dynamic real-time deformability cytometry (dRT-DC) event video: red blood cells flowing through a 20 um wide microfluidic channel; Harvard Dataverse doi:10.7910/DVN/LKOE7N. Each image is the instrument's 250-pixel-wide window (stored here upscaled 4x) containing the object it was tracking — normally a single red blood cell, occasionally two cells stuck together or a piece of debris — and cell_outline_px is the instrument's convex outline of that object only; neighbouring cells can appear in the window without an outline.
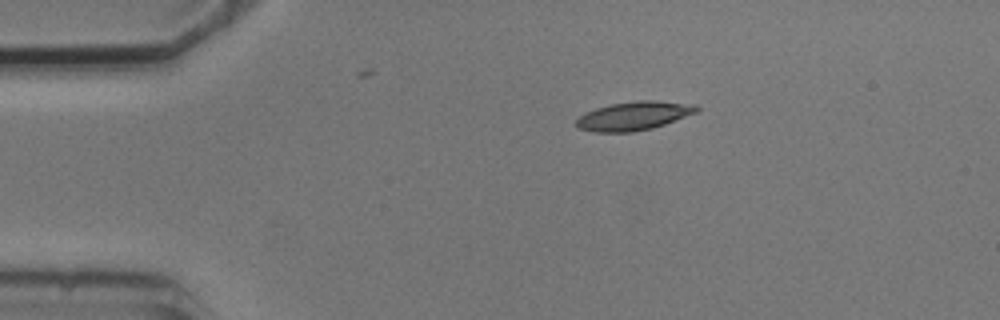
{"species": "common noctule bat (a hibernating species)", "species_latin": "Nyctalus noctula", "temperature_condition": "cold", "stored_images_in_passage": 11, "camera_frame_rate_fps": 3000, "um_per_image_px": 0.085, "animal": {"sex": "male", "body_mass_g": 20.5, "forearm_length_mm": 52.5}, "frame": {"image": 1, "passage_image": 1, "time_ms": 0.0, "image_size_px": [1000, 320], "cell_outline_px": [[700, 108], [696, 112], [664, 124], [652, 128], [632, 132], [596, 132], [580, 128], [576, 124], [576, 120], [584, 112], [596, 108], [612, 104], [636, 100], [656, 100], [696, 104]], "centroid_in_image_um": [53.88, 9.83], "position_along_channel_um": 31.1, "area_um2": 20.0}}
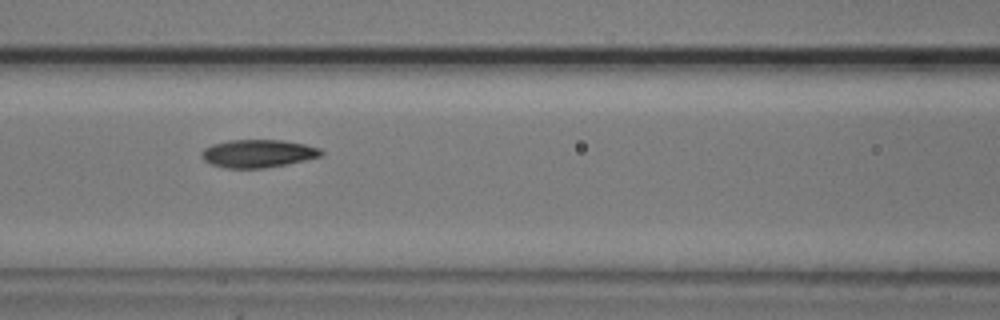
{"frame": {"image": 2, "passage_image": 4, "time_ms": 4.333, "image_size_px": [1000, 320], "cell_outline_px": [[324, 152], [320, 156], [288, 164], [264, 168], [224, 168], [212, 164], [204, 160], [200, 156], [200, 152], [204, 148], [212, 144], [228, 140], [284, 140], [304, 144], [320, 148]], "centroid_in_image_um": [21.9, 13.04], "position_along_channel_um": 144.7, "area_um2": 19.54}}
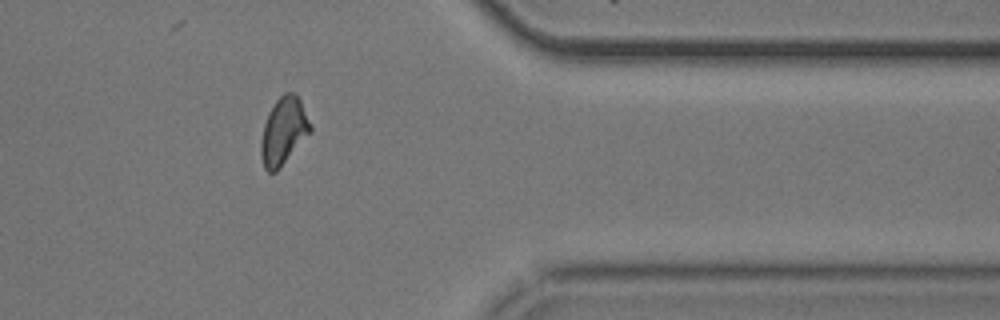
{"frame": {"image": 3, "passage_image": 10, "time_ms": 11.333, "image_size_px": [1000, 320], "cell_outline_px": [[312, 132], [280, 168], [276, 172], [268, 172], [264, 168], [260, 156], [260, 144], [264, 124], [268, 112], [276, 100], [284, 92], [292, 92], [300, 100], [312, 124]], "centroid_in_image_um": [24.11, 11.16], "position_along_channel_um": 387.3, "area_um2": 19.59}, "authors_computed_cell_mechanics": {"area_um2": 19.652, "velocity_mm_per_s": 3.6935, "shape_relaxation_time_tau1_ms": 4.5937, "shape_relaxation_time_tau2_ms": 2.7159, "deformation_change_tau1": 0.1205, "deformation_change_tau2": 0.0702}}